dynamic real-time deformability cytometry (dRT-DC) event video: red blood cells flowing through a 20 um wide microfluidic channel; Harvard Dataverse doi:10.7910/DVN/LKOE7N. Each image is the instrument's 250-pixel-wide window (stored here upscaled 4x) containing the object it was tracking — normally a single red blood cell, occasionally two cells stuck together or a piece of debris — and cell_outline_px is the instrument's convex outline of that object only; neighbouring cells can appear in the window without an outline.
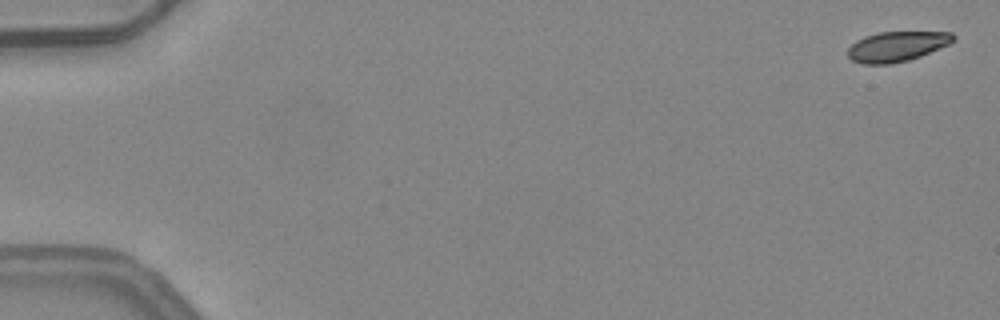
{"species": "common noctule bat (a hibernating species)", "species_latin": "Nyctalus noctula", "temperature_condition": "warm", "stored_images_in_passage": 6, "camera_frame_rate_fps": 3000, "um_per_image_px": 0.085, "animal": {"sex": "female", "body_mass_g": 24.6, "forearm_length_mm": 56.2}, "frame": {"image": 1, "passage_image": 1, "time_ms": 0.0, "image_size_px": [1000, 320], "cell_outline_px": [[956, 40], [948, 44], [920, 56], [908, 60], [892, 64], [864, 64], [852, 60], [848, 56], [848, 48], [856, 40], [864, 36], [876, 32], [952, 32], [956, 36]], "centroid_in_image_um": [76.22, 3.94], "position_along_channel_um": 8.8, "area_um2": 18.5}}
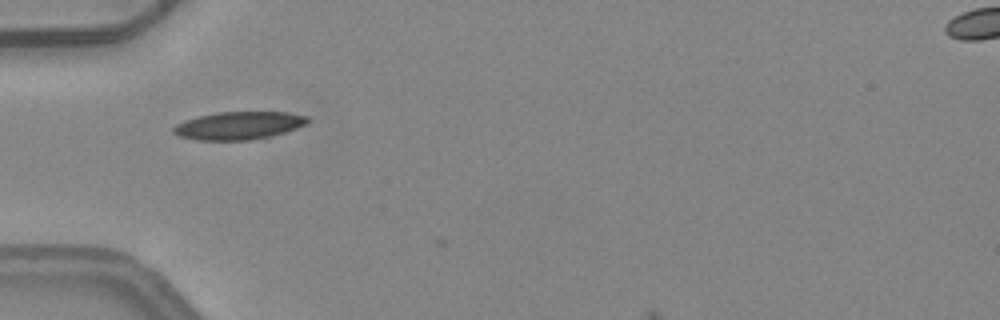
{"frame": {"image": 2, "passage_image": 5, "time_ms": 1.333, "image_size_px": [1000, 320], "cell_outline_px": [[312, 120], [308, 124], [272, 136], [248, 140], [196, 140], [180, 136], [172, 132], [172, 128], [176, 124], [184, 120], [216, 112], [288, 112], [308, 116]], "centroid_in_image_um": [20.33, 10.67], "position_along_channel_um": 64.7, "area_um2": 21.91}}